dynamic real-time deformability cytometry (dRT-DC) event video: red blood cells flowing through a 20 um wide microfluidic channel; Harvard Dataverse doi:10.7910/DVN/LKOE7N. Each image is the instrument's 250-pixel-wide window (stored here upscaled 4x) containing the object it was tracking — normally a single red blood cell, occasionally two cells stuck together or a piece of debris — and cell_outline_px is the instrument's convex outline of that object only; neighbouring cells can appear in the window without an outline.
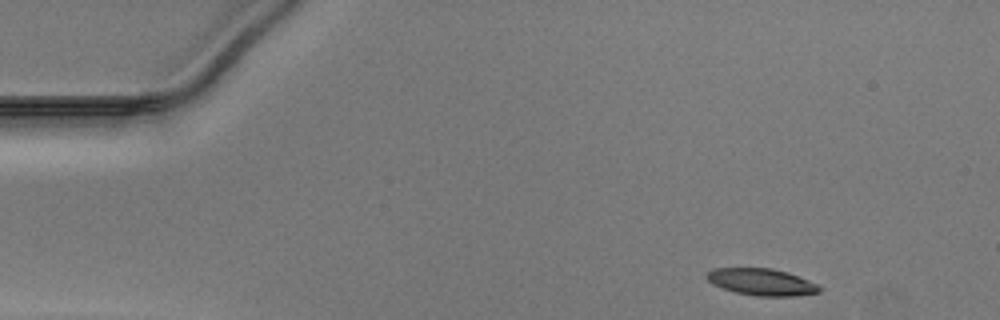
{"species": "Egyptian fruit bat (a non-hibernating species)", "species_latin": "Rousettus aegyptiacus", "temperature_condition": "warm", "stored_images_in_passage": 37, "camera_frame_rate_fps": 3000, "um_per_image_px": 0.085, "animal": {"sex": "male"}, "frame": {"image": 1, "passage_image": 1, "time_ms": 0.0, "image_size_px": [1000, 320], "cell_outline_px": [[820, 292], [796, 296], [756, 296], [736, 292], [712, 284], [704, 276], [712, 268], [772, 268], [788, 272], [808, 280], [816, 284], [820, 288]], "centroid_in_image_um": [64.72, 23.96], "position_along_channel_um": 20.3, "area_um2": 17.57}}
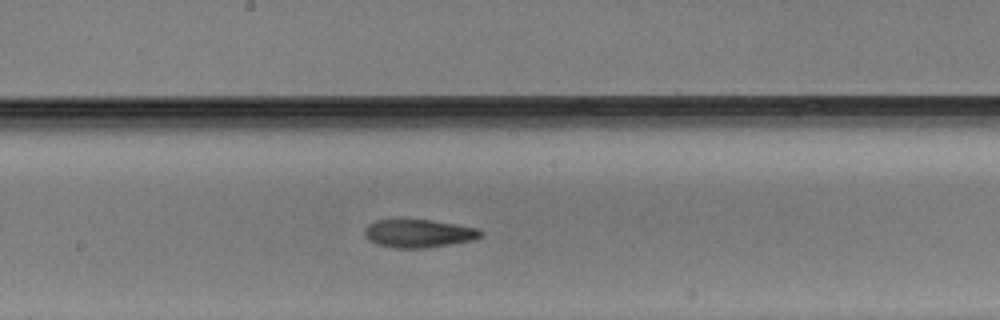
{"frame": {"image": 2, "passage_image": 22, "time_ms": 7.0, "image_size_px": [1000, 320], "cell_outline_px": [[484, 232], [480, 236], [472, 240], [452, 244], [428, 248], [396, 248], [376, 244], [368, 240], [364, 236], [364, 228], [368, 224], [376, 220], [428, 220], [456, 224], [480, 228]], "centroid_in_image_um": [35.58, 19.85], "position_along_channel_um": 212.6, "area_um2": 19.13}}
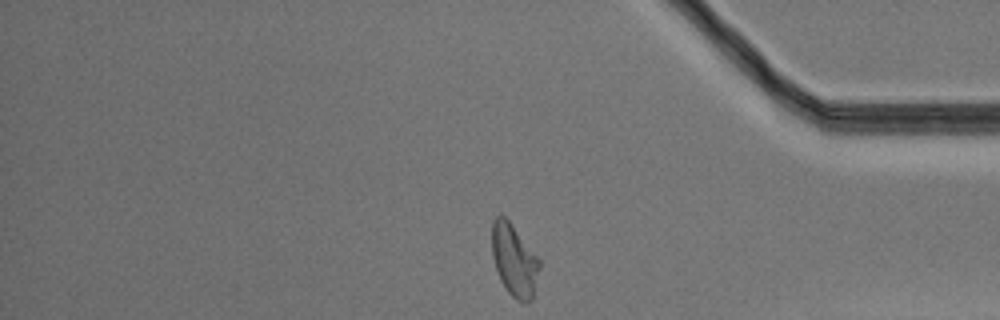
{"frame": {"image": 3, "passage_image": 37, "time_ms": 12.0, "image_size_px": [1000, 320], "cell_outline_px": [[540, 268], [532, 296], [524, 304], [516, 300], [508, 292], [500, 280], [492, 256], [492, 220], [496, 216], [504, 216], [508, 220], [540, 260]], "centroid_in_image_um": [43.69, 22.12], "position_along_channel_um": 391.5, "area_um2": 19.65}}